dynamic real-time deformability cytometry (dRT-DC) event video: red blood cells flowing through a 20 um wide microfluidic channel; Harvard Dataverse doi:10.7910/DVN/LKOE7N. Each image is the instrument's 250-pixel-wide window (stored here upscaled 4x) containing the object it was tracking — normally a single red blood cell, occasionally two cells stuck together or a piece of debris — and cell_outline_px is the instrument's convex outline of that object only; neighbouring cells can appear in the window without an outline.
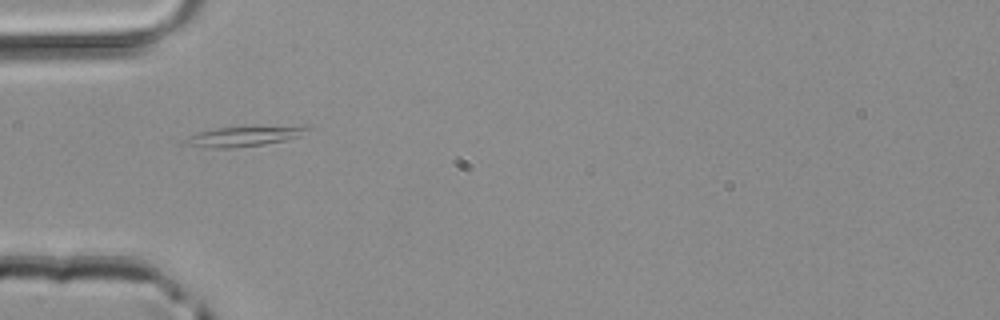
{"species": "common noctule bat (a hibernating species)", "species_latin": "Nyctalus noctula", "temperature_condition": "room temperature", "stored_images_in_passage": 33, "camera_frame_rate_fps": 3000, "um_per_image_px": 0.085, "animal": {"sex": "male", "body_mass_g": 20.4}, "frame": {"image": 1, "passage_image": 1, "time_ms": 0.0, "image_size_px": [1000, 320], "cell_outline_px": [[308, 128], [300, 136], [284, 140], [264, 144], [232, 148], [212, 148], [180, 144], [188, 136], [196, 132], [216, 128], [252, 124], [308, 124]], "centroid_in_image_um": [20.79, 11.51], "position_along_channel_um": 64.2, "area_um2": 15.43}}
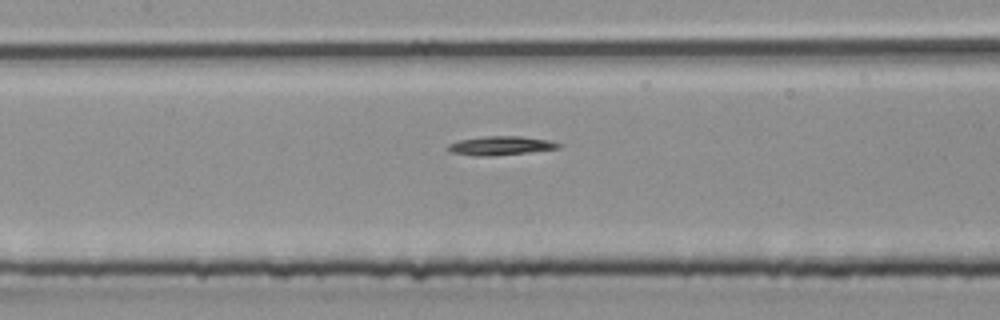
{"frame": {"image": 2, "passage_image": 8, "time_ms": 2.333, "image_size_px": [1000, 320], "cell_outline_px": [[560, 148], [528, 152], [492, 156], [476, 156], [448, 152], [444, 148], [448, 144], [456, 140], [484, 136], [520, 136], [552, 140], [560, 144]], "centroid_in_image_um": [42.47, 12.38], "position_along_channel_um": 164.9, "area_um2": 12.43}}